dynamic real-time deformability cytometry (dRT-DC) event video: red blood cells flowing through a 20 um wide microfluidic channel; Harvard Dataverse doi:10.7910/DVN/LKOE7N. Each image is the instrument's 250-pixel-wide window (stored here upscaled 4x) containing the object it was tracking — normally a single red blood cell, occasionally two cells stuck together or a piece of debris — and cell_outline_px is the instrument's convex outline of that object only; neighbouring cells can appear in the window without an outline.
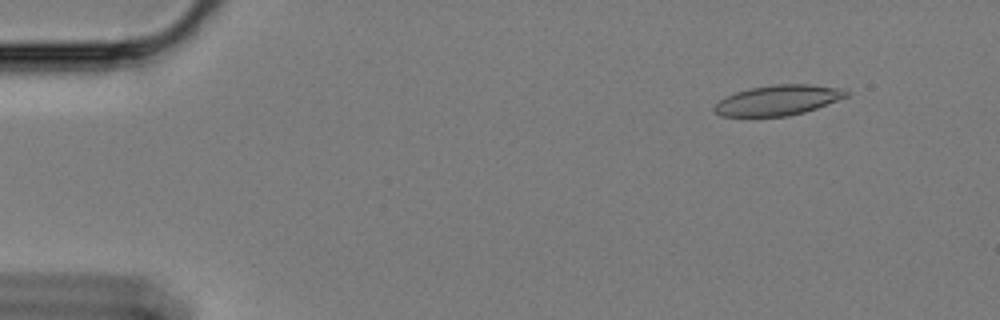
{"species": "Egyptian fruit bat (a non-hibernating species)", "species_latin": "Rousettus aegyptiacus", "temperature_condition": "cold", "stored_images_in_passage": 7, "camera_frame_rate_fps": 3000, "um_per_image_px": 0.085, "animal": {"sex": "female"}, "frame": {"image": 1, "passage_image": 7, "time_ms": 2.0, "image_size_px": [1000, 320], "cell_outline_px": [[848, 96], [816, 108], [804, 112], [788, 116], [720, 116], [712, 108], [724, 96], [748, 88], [772, 84], [808, 84], [844, 88], [848, 92]], "centroid_in_image_um": [66.12, 8.5], "position_along_channel_um": 18.9, "area_um2": 23.24}}